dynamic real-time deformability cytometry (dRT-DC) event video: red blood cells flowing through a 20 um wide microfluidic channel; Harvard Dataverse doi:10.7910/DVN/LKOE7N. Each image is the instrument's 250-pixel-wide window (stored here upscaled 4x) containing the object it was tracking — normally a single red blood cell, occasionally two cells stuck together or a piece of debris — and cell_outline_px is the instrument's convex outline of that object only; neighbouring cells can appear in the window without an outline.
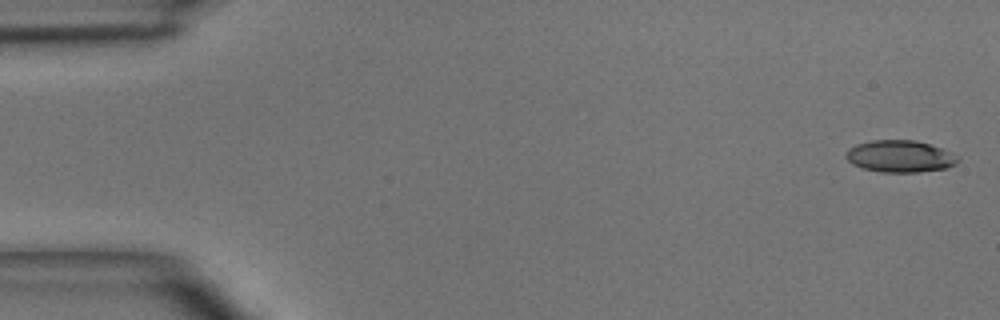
{"species": "common noctule bat (a hibernating species)", "species_latin": "Nyctalus noctula", "temperature_condition": "room temperature", "stored_images_in_passage": 7, "camera_frame_rate_fps": 3000, "um_per_image_px": 0.085, "animal": {"sex": "male", "body_mass_g": 15.6}, "frame": {"image": 1, "passage_image": 1, "time_ms": 0.0, "image_size_px": [1000, 320], "cell_outline_px": [[960, 160], [956, 164], [948, 168], [920, 172], [880, 172], [864, 168], [852, 164], [844, 156], [848, 148], [856, 144], [872, 140], [916, 140], [952, 152], [960, 156]], "centroid_in_image_um": [76.52, 13.29], "position_along_channel_um": 8.5, "area_um2": 21.04}}
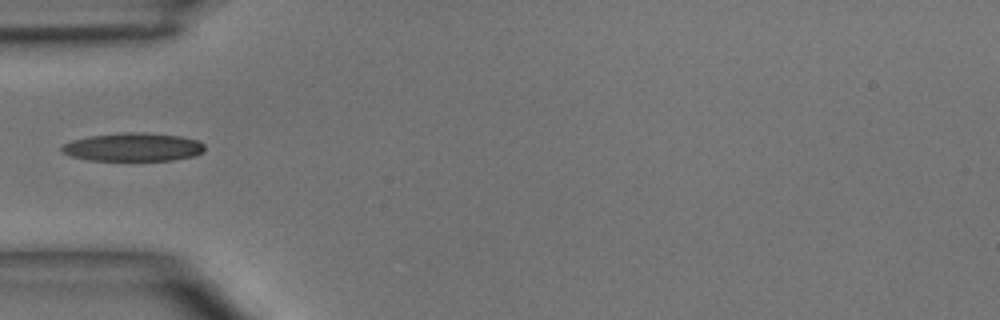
{"frame": {"image": 2, "passage_image": 5, "time_ms": 4.667, "image_size_px": [1000, 320], "cell_outline_px": [[204, 152], [196, 156], [172, 160], [88, 160], [72, 156], [60, 152], [60, 148], [64, 144], [72, 140], [88, 136], [128, 132], [140, 132], [180, 136], [200, 140], [204, 144]], "centroid_in_image_um": [11.34, 12.5], "position_along_channel_um": 73.7, "area_um2": 23.7}}
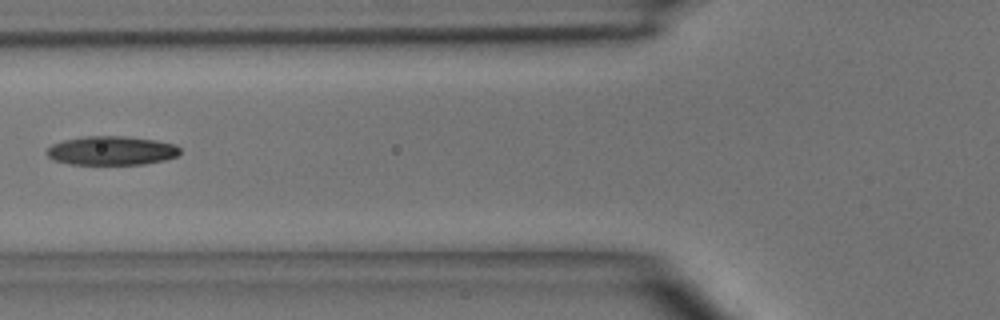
{"frame": {"image": 3, "passage_image": 6, "time_ms": 5.667, "image_size_px": [1000, 320], "cell_outline_px": [[180, 152], [176, 156], [164, 160], [144, 164], [72, 164], [52, 160], [48, 156], [48, 148], [52, 144], [64, 140], [84, 136], [124, 136], [156, 140], [176, 144], [180, 148]], "centroid_in_image_um": [9.49, 12.8], "position_along_channel_um": 116.3, "area_um2": 22.43}}